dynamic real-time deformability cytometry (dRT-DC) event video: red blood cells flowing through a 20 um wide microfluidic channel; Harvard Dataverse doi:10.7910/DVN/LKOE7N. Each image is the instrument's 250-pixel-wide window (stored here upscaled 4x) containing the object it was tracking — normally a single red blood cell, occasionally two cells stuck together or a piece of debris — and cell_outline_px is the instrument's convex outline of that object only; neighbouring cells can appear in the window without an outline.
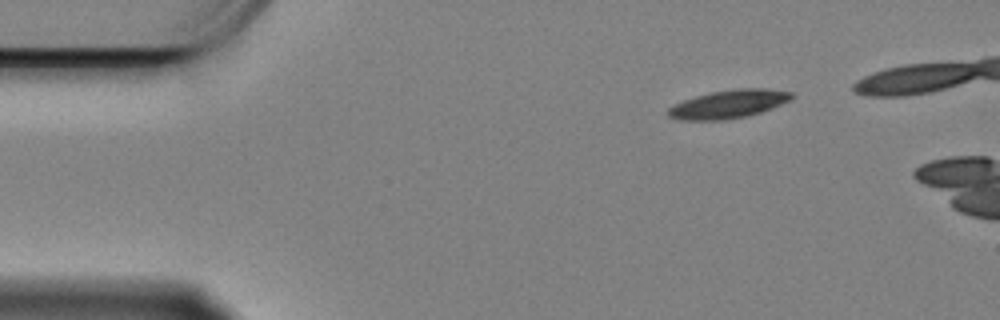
{"species": "Egyptian fruit bat (a non-hibernating species)", "species_latin": "Rousettus aegyptiacus", "temperature_condition": "cold", "stored_images_in_passage": 11, "camera_frame_rate_fps": 3000, "um_per_image_px": 0.085, "animal": {"sex": "female"}, "frame": {"image": 1, "passage_image": 1, "time_ms": 0.0, "image_size_px": [1000, 320], "cell_outline_px": [[792, 96], [788, 100], [780, 104], [760, 112], [748, 116], [724, 120], [680, 120], [668, 116], [668, 108], [684, 100], [696, 96], [712, 92], [736, 88], [764, 88], [792, 92]], "centroid_in_image_um": [61.9, 8.85], "position_along_channel_um": 23.1, "area_um2": 20.06}}